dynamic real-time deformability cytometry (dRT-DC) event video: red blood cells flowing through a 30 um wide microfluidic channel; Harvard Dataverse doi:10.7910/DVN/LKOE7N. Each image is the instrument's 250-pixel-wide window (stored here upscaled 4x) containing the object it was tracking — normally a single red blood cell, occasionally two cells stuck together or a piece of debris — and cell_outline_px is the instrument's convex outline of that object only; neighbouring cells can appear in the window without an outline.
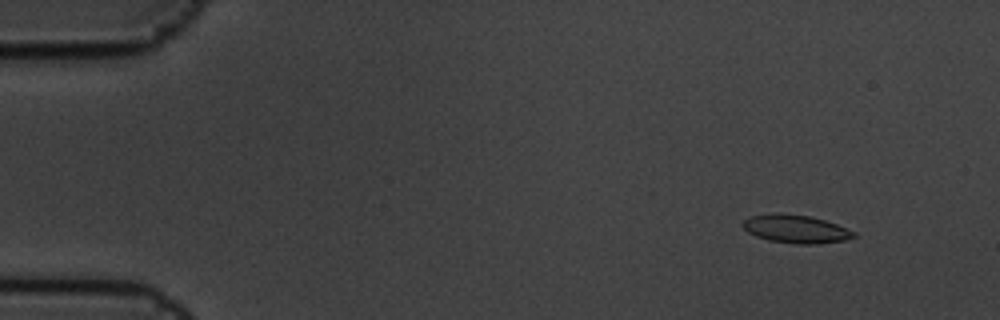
{"species": "common noctule bat (a hibernating species)", "species_latin": "Nyctalus noctula", "temperature_condition": "cold", "stored_images_in_passage": 7, "camera_frame_rate_fps": 3000, "um_per_image_px": 0.085, "animal": {"sex": "male", "body_mass_g": 19.5, "forearm_length_mm": 54.6}, "frame": {"image": 1, "passage_image": 2, "time_ms": 0.333, "image_size_px": [1000, 320], "cell_outline_px": [[856, 236], [844, 240], [820, 244], [796, 244], [768, 240], [756, 236], [748, 232], [740, 224], [748, 216], [776, 212], [812, 216], [836, 224], [856, 232]], "centroid_in_image_um": [67.61, 19.45], "position_along_channel_um": 17.4, "area_um2": 18.44}}
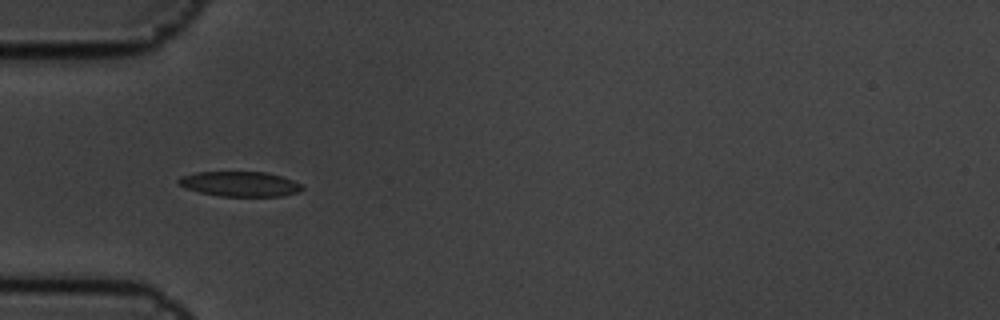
{"frame": {"image": 2, "passage_image": 6, "time_ms": 1.667, "image_size_px": [1000, 320], "cell_outline_px": [[304, 188], [300, 192], [280, 196], [220, 196], [200, 192], [176, 184], [176, 180], [180, 176], [196, 172], [268, 172], [292, 180], [300, 184]], "centroid_in_image_um": [20.37, 15.63], "position_along_channel_um": 64.6, "area_um2": 17.98}}
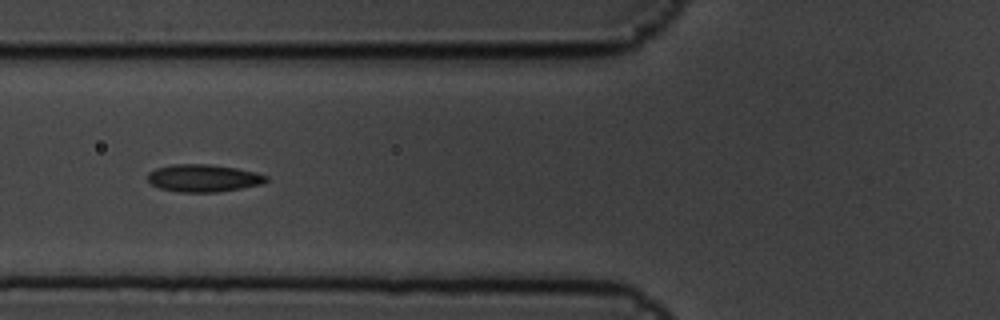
{"frame": {"image": 3, "passage_image": 7, "time_ms": 2.0, "image_size_px": [1000, 320], "cell_outline_px": [[268, 180], [260, 184], [220, 192], [180, 192], [160, 188], [152, 184], [148, 180], [148, 172], [156, 168], [172, 164], [208, 164], [236, 168], [256, 172], [268, 176]], "centroid_in_image_um": [17.28, 15.13], "position_along_channel_um": 108.5, "area_um2": 18.9}}